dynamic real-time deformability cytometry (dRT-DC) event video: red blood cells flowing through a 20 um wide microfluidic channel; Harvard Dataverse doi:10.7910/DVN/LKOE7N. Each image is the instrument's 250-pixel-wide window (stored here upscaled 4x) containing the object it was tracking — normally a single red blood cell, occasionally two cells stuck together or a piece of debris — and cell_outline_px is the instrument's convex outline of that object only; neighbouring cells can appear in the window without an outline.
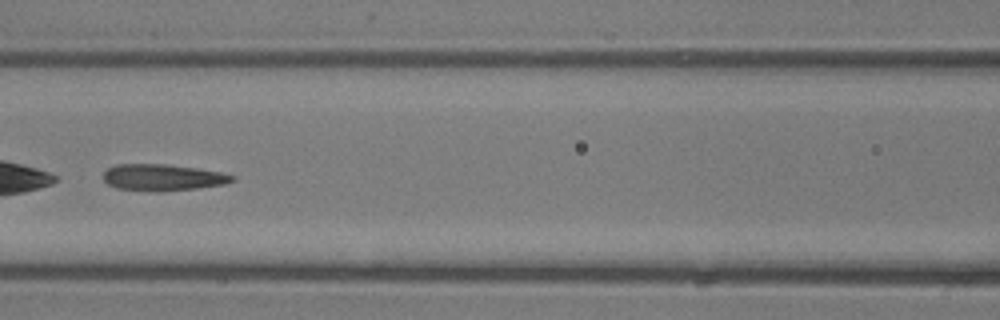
{"species": "common noctule bat (a hibernating species)", "species_latin": "Nyctalus noctula", "temperature_condition": "room temperature", "stored_images_in_passage": 31, "camera_frame_rate_fps": 3000, "um_per_image_px": 0.085, "animal": {"sex": "male", "body_mass_g": 13.3}, "frame": {"image": 1, "passage_image": 10, "time_ms": 3.0, "image_size_px": [1000, 320], "cell_outline_px": [[236, 180], [224, 184], [196, 188], [160, 192], [116, 188], [108, 184], [104, 180], [104, 172], [108, 168], [116, 164], [168, 164], [196, 168], [220, 172], [236, 176]], "centroid_in_image_um": [13.84, 15.08], "position_along_channel_um": 152.8, "area_um2": 19.94}, "authors_computed_cell_mechanics": {"area_um2": 19.941, "velocity_mm_per_s": 4.943, "shape_relaxation_time_tau1_ms": 3.314, "shape_relaxation_time_tau2_ms": 2.3667, "deformation_change_tau1": 0.1427, "deformation_change_tau2": 0.1148}}